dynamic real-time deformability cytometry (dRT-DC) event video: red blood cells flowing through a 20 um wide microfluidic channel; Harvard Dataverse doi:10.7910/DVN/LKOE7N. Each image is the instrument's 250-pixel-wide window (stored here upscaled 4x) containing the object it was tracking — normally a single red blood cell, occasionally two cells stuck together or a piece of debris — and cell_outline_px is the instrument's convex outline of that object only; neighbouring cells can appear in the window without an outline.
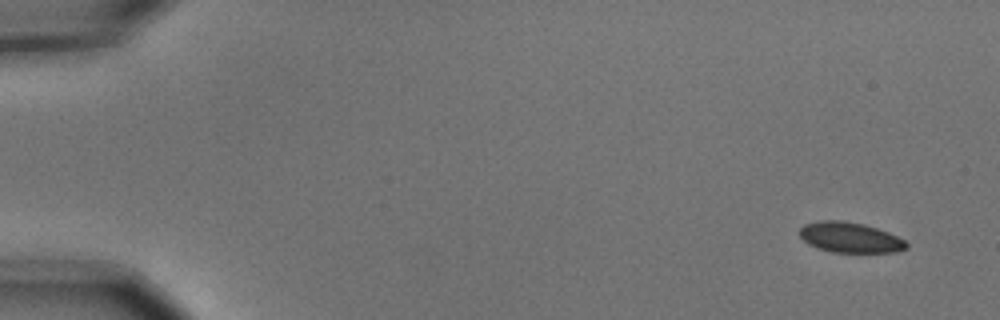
{"species": "common noctule bat (a hibernating species)", "species_latin": "Nyctalus noctula", "temperature_condition": "cold", "stored_images_in_passage": 4, "camera_frame_rate_fps": 3000, "um_per_image_px": 0.085, "animal": {"sex": "male", "body_mass_g": 15.6}, "frame": {"image": 1, "passage_image": 1, "time_ms": 0.0, "image_size_px": [1000, 320], "cell_outline_px": [[908, 248], [896, 252], [832, 252], [808, 244], [800, 236], [800, 228], [804, 224], [820, 220], [844, 220], [864, 224], [888, 232], [904, 240], [908, 244]], "centroid_in_image_um": [72.26, 20.17], "position_along_channel_um": 12.7, "area_um2": 18.84}}
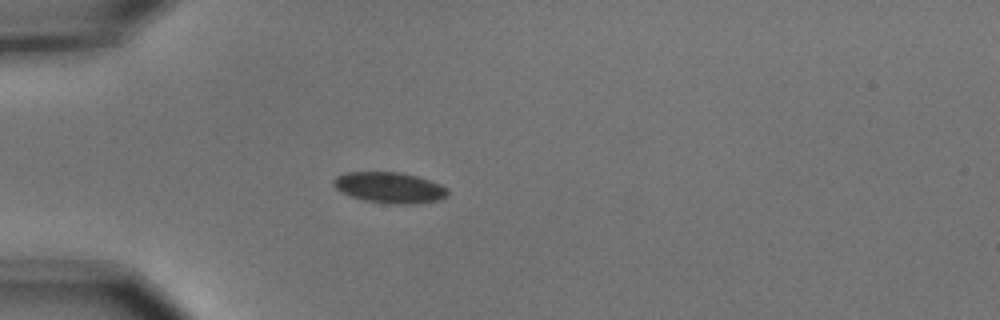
{"frame": {"image": 2, "passage_image": 4, "time_ms": 1.0, "image_size_px": [1000, 320], "cell_outline_px": [[448, 196], [440, 200], [412, 204], [392, 204], [364, 200], [352, 196], [336, 188], [332, 184], [332, 180], [336, 176], [344, 172], [400, 172], [416, 176], [440, 184], [448, 188]], "centroid_in_image_um": [33.13, 15.94], "position_along_channel_um": 51.9, "area_um2": 20.52}}